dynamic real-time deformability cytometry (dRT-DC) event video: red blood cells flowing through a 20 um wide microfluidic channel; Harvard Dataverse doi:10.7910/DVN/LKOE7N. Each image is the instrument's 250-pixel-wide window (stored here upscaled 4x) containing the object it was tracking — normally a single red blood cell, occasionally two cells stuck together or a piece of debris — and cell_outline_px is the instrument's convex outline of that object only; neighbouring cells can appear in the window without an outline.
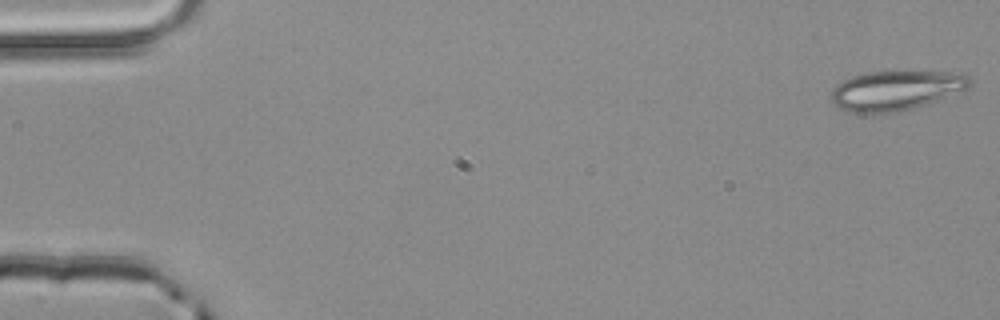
{"species": "common noctule bat (a hibernating species)", "species_latin": "Nyctalus noctula", "temperature_condition": "room temperature", "stored_images_in_passage": 4, "camera_frame_rate_fps": 3000, "um_per_image_px": 0.085, "animal": {"sex": "male", "body_mass_g": 20.4}, "frame": {"image": 1, "passage_image": 1, "time_ms": 0.0, "image_size_px": [1000, 320], "cell_outline_px": [[972, 84], [968, 88], [936, 100], [912, 108], [892, 112], [852, 112], [840, 108], [832, 100], [828, 92], [836, 84], [852, 76], [868, 72], [960, 72], [968, 76], [972, 80]], "centroid_in_image_um": [76.13, 7.66], "position_along_channel_um": 8.9, "area_um2": 31.56}}